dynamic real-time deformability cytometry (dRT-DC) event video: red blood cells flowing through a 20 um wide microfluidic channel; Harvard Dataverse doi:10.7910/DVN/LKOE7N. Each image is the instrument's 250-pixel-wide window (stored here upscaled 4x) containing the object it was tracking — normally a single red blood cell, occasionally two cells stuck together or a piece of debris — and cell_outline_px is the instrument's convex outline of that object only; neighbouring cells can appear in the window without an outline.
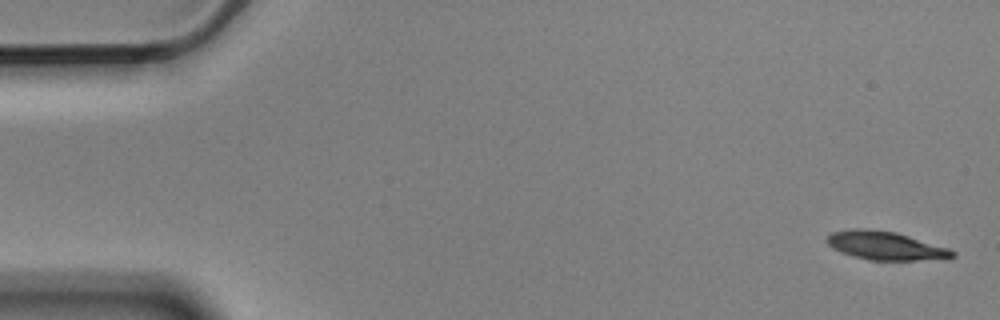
{"species": "Egyptian fruit bat (a non-hibernating species)", "species_latin": "Rousettus aegyptiacus", "temperature_condition": "cold", "stored_images_in_passage": 5, "camera_frame_rate_fps": 3000, "um_per_image_px": 0.085, "animal": {"sex": "male"}, "frame": {"image": 1, "passage_image": 1, "time_ms": 0.0, "image_size_px": [1000, 320], "cell_outline_px": [[956, 256], [916, 260], [868, 260], [852, 256], [840, 252], [832, 248], [828, 244], [828, 236], [832, 232], [852, 228], [864, 228], [896, 232], [948, 248], [956, 252]], "centroid_in_image_um": [75.21, 20.87], "position_along_channel_um": 9.8, "area_um2": 20.58}}
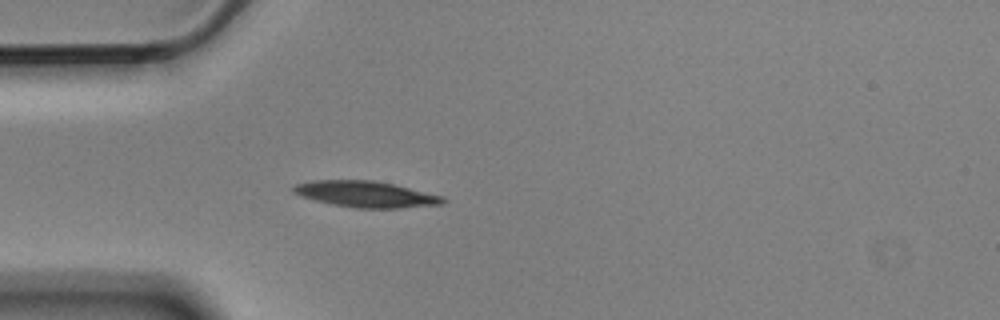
{"frame": {"image": 2, "passage_image": 5, "time_ms": 1.333, "image_size_px": [1000, 320], "cell_outline_px": [[448, 200], [444, 204], [400, 208], [356, 208], [332, 204], [300, 196], [292, 192], [292, 188], [296, 184], [312, 180], [372, 180], [392, 184], [444, 196]], "centroid_in_image_um": [31.11, 16.51], "position_along_channel_um": 53.9, "area_um2": 22.77}}